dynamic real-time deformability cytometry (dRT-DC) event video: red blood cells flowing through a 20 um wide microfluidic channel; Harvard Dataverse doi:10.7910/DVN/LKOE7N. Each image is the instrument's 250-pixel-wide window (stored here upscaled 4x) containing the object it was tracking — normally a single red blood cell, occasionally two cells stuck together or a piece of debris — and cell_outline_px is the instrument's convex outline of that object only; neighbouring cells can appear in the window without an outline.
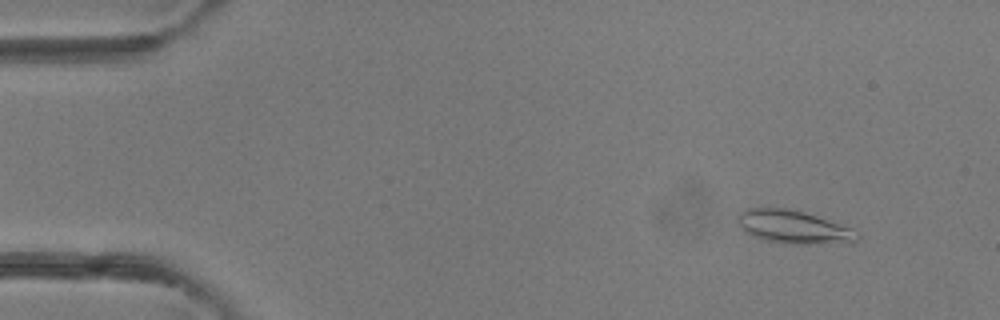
{"species": "common noctule bat (a hibernating species)", "species_latin": "Nyctalus noctula", "temperature_condition": "room temperature", "stored_images_in_passage": 3, "camera_frame_rate_fps": 3000, "um_per_image_px": 0.085, "animal": {"sex": "female"}, "frame": {"image": 1, "passage_image": 1, "time_ms": 0.0, "image_size_px": [1000, 320], "cell_outline_px": [[860, 236], [856, 240], [808, 244], [780, 244], [764, 240], [752, 236], [744, 232], [736, 220], [736, 216], [740, 212], [748, 208], [788, 208], [804, 212], [852, 228], [860, 232]], "centroid_in_image_um": [67.36, 19.29], "position_along_channel_um": 17.6, "area_um2": 23.06}}